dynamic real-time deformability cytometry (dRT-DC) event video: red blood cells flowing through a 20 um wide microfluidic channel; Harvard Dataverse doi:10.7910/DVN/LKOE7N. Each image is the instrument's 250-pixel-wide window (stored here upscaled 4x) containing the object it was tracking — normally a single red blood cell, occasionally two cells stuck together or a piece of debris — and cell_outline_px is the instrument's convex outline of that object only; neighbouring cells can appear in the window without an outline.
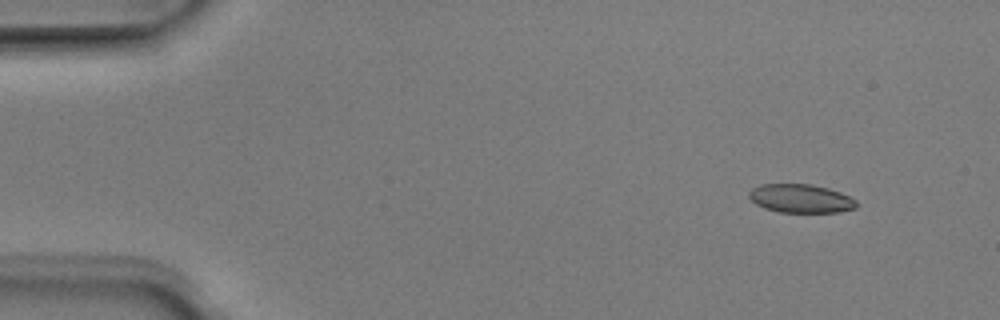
{"species": "Egyptian fruit bat (a non-hibernating species)", "species_latin": "Rousettus aegyptiacus", "temperature_condition": "room temperature", "stored_images_in_passage": 5, "camera_frame_rate_fps": 3000, "um_per_image_px": 0.085, "animal": {"sex": "male"}, "frame": {"image": 1, "passage_image": 2, "time_ms": 0.333, "image_size_px": [1000, 320], "cell_outline_px": [[856, 208], [840, 212], [780, 212], [764, 208], [756, 204], [748, 196], [748, 192], [752, 188], [760, 184], [812, 184], [828, 188], [840, 192], [856, 200]], "centroid_in_image_um": [68.05, 16.87], "position_along_channel_um": 17.0, "area_um2": 17.92}}
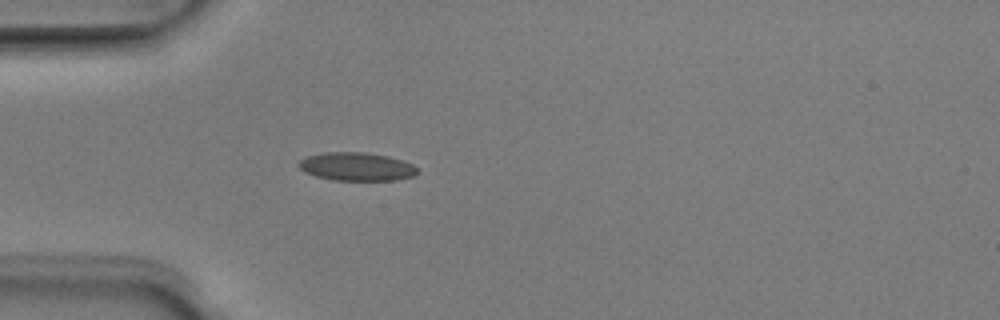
{"frame": {"image": 2, "passage_image": 5, "time_ms": 1.333, "image_size_px": [1000, 320], "cell_outline_px": [[416, 172], [412, 176], [396, 180], [332, 180], [316, 176], [304, 172], [296, 164], [300, 160], [308, 156], [324, 152], [364, 152], [388, 156], [412, 164], [416, 168]], "centroid_in_image_um": [30.25, 14.16], "position_along_channel_um": 54.7, "area_um2": 19.42}}